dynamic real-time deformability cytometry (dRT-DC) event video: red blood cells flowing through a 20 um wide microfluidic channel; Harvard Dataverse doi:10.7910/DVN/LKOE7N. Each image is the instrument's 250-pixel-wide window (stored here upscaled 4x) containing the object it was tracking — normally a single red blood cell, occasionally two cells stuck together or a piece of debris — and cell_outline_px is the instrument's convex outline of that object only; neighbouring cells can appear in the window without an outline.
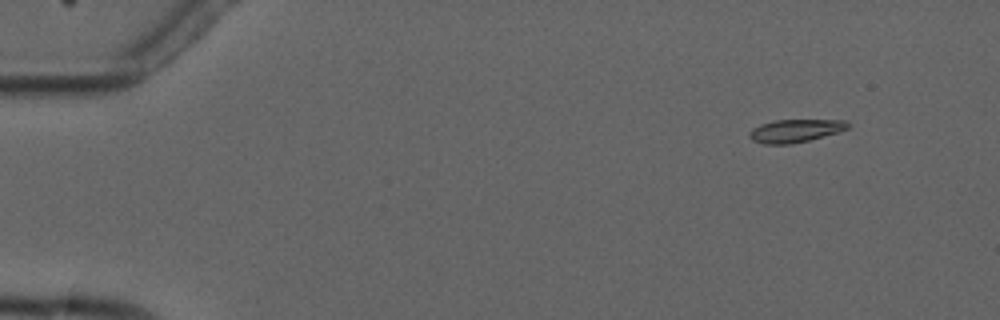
{"species": "common noctule bat (a hibernating species)", "species_latin": "Nyctalus noctula", "temperature_condition": "cold", "stored_images_in_passage": 5, "camera_frame_rate_fps": 3000, "um_per_image_px": 0.085, "animal": {"sex": "male", "forearm_length_mm": 52.5}, "frame": {"image": 1, "passage_image": 2, "time_ms": 1.0, "image_size_px": [1000, 320], "cell_outline_px": [[852, 124], [848, 128], [840, 132], [792, 144], [764, 144], [752, 140], [748, 136], [748, 132], [752, 128], [760, 124], [776, 120], [844, 120]], "centroid_in_image_um": [67.6, 11.11], "position_along_channel_um": 17.4, "area_um2": 13.29}}